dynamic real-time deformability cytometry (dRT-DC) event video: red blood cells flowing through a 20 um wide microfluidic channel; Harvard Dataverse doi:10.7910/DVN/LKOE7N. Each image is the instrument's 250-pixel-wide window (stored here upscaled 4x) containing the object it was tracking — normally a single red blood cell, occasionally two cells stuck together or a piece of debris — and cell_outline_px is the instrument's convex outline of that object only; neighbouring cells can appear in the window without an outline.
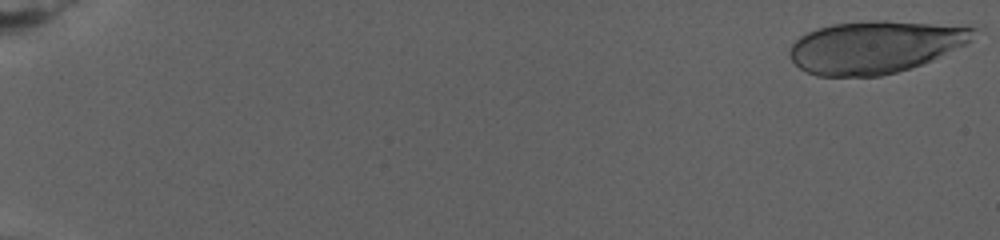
{"species": "human", "species_latin": "Homo sapiens", "temperature_condition": "warm", "stored_images_in_passage": 15, "camera_frame_rate_fps": 3000, "um_per_image_px": 0.085, "donor": {"sex": "female"}, "frame": {"image": 1, "passage_image": 1, "time_ms": 0.0, "image_size_px": [1000, 240], "cell_outline_px": [[980, 28], [972, 40], [968, 44], [932, 60], [896, 72], [880, 76], [816, 76], [800, 68], [792, 60], [788, 52], [792, 44], [800, 36], [808, 32], [832, 24], [876, 20], [884, 20], [964, 24]], "centroid_in_image_um": [74.49, 3.96], "position_along_channel_um": 10.5, "area_um2": 56.82}}
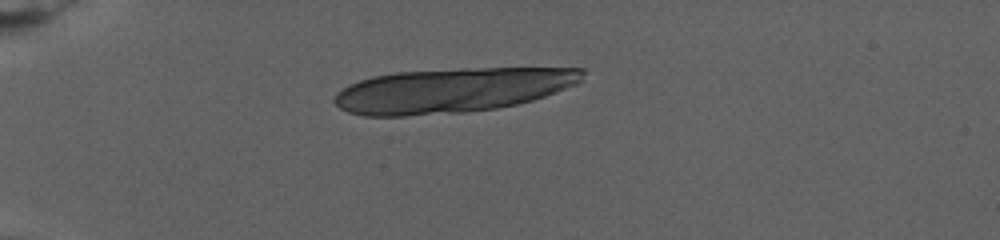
{"frame": {"image": 2, "passage_image": 9, "time_ms": 7.333, "image_size_px": [1000, 240], "cell_outline_px": [[584, 72], [580, 84], [532, 100], [516, 104], [496, 108], [464, 112], [404, 116], [364, 116], [348, 112], [340, 108], [332, 100], [336, 92], [348, 84], [372, 76], [396, 72], [460, 68], [584, 68]], "centroid_in_image_um": [38.41, 7.67], "position_along_channel_um": 46.6, "area_um2": 64.79}}